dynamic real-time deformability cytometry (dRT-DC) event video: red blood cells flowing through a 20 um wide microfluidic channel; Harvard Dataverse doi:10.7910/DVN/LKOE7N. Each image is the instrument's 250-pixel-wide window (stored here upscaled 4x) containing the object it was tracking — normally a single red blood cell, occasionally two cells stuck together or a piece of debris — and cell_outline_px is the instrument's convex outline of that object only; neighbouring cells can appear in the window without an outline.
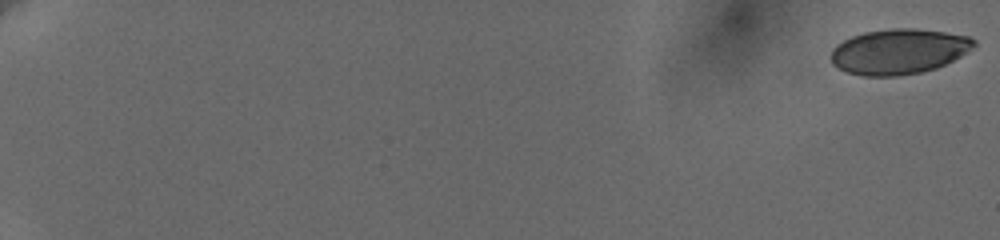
{"species": "human", "species_latin": "Homo sapiens", "temperature_condition": "cold", "stored_images_in_passage": 60, "camera_frame_rate_fps": 3000, "um_per_image_px": 0.085, "donor": {"sex": "female"}, "frame": {"image": 1, "passage_image": 1, "time_ms": 0.0, "image_size_px": [1000, 240], "cell_outline_px": [[976, 44], [968, 52], [936, 68], [920, 72], [896, 76], [860, 76], [848, 72], [832, 64], [832, 48], [836, 44], [852, 36], [864, 32], [892, 28], [916, 28], [944, 32], [968, 36], [976, 40]], "centroid_in_image_um": [76.39, 4.37], "position_along_channel_um": 8.6, "area_um2": 37.63}}
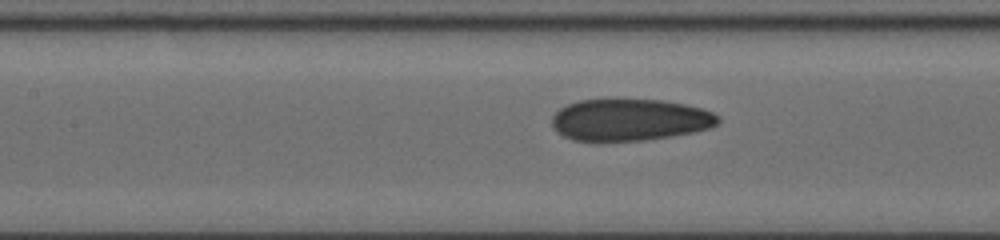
{"frame": {"image": 2, "passage_image": 32, "time_ms": 10.333, "image_size_px": [1000, 240], "cell_outline_px": [[720, 120], [716, 124], [708, 128], [696, 132], [672, 136], [644, 140], [596, 144], [572, 140], [556, 132], [552, 128], [552, 116], [560, 108], [568, 104], [580, 100], [664, 100], [704, 108], [720, 116]], "centroid_in_image_um": [53.49, 10.23], "position_along_channel_um": 153.9, "area_um2": 41.44}}
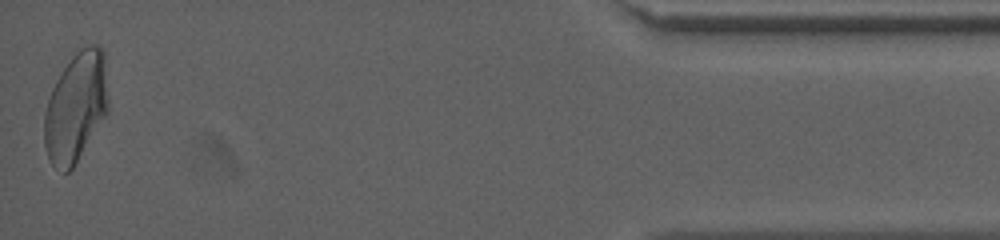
{"frame": {"image": 3, "passage_image": 60, "time_ms": 19.667, "image_size_px": [1000, 240], "cell_outline_px": [[108, 112], [72, 168], [68, 172], [64, 172], [52, 164], [48, 156], [44, 144], [44, 112], [52, 88], [56, 80], [72, 56], [76, 52], [88, 44], [96, 44], [104, 52], [108, 100]], "centroid_in_image_um": [6.45, 9.09], "position_along_channel_um": 428.8, "area_um2": 40.52}, "authors_computed_cell_mechanics": {"area_um2": 39.7664, "velocity_mm_per_s": 3.6347, "shape_relaxation_time_tau1_ms": 6.5738, "shape_relaxation_time_tau2_ms": 1.5745, "deformation_change_tau1": 0.1524, "deformation_change_tau2": 0.0741}}